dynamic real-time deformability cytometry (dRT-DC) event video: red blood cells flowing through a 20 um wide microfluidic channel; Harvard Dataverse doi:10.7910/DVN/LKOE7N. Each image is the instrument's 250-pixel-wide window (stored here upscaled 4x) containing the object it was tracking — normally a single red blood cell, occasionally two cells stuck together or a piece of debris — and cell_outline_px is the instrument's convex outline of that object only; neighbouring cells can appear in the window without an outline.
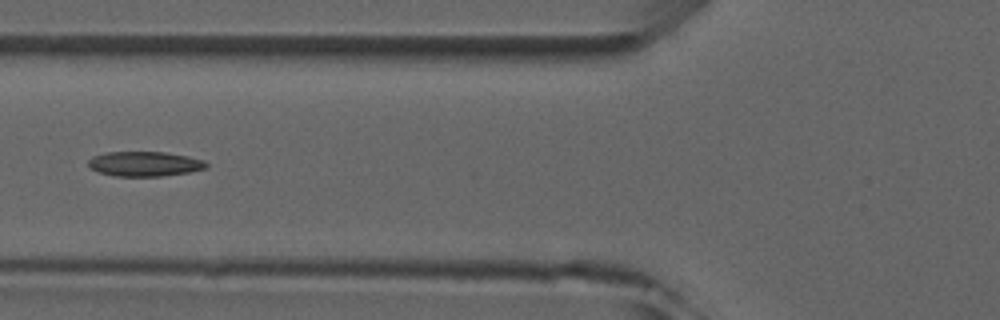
{"species": "common noctule bat (a hibernating species)", "species_latin": "Nyctalus noctula", "temperature_condition": "room temperature", "stored_images_in_passage": 4, "camera_frame_rate_fps": 3000, "um_per_image_px": 0.085, "animal": {"sex": "male", "forearm_length_mm": 52.5}, "frame": {"image": 1, "passage_image": 4, "time_ms": 4.333, "image_size_px": [1000, 320], "cell_outline_px": [[208, 168], [188, 172], [160, 176], [116, 176], [96, 172], [88, 168], [88, 160], [92, 156], [104, 152], [164, 152], [188, 156], [204, 160], [208, 164]], "centroid_in_image_um": [12.25, 13.93], "position_along_channel_um": 113.5, "area_um2": 17.22}}